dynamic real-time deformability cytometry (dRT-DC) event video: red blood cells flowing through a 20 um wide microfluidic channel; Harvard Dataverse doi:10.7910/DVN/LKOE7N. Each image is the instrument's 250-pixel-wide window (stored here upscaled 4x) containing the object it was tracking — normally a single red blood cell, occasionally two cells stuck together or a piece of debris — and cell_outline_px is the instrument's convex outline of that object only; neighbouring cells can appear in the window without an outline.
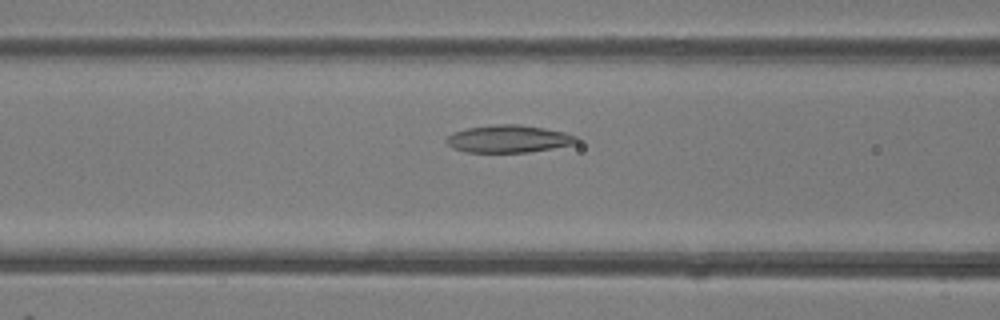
{"species": "common noctule bat (a hibernating species)", "species_latin": "Nyctalus noctula", "temperature_condition": "room temperature", "stored_images_in_passage": 47, "camera_frame_rate_fps": 3000, "um_per_image_px": 0.085, "animal": {"sex": "female"}, "frame": {"image": 1, "passage_image": 20, "time_ms": 6.333, "image_size_px": [1000, 320], "cell_outline_px": [[580, 140], [576, 144], [528, 152], [464, 152], [452, 148], [444, 140], [452, 132], [468, 128], [496, 124], [520, 124], [544, 128], [564, 132], [576, 136]], "centroid_in_image_um": [43.22, 11.8], "position_along_channel_um": 123.4, "area_um2": 20.92}}
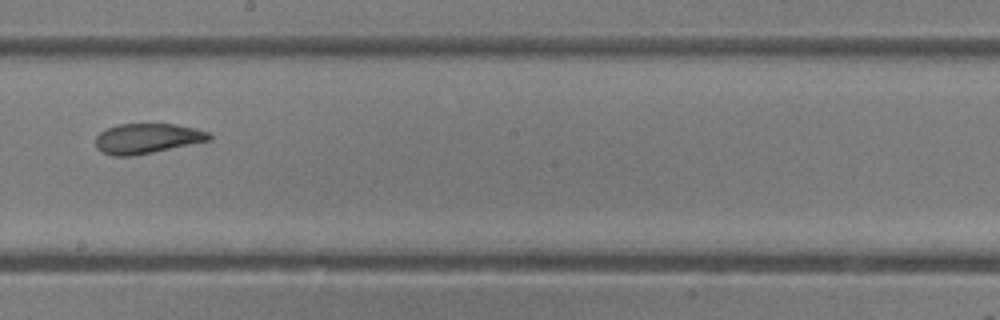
{"frame": {"image": 2, "passage_image": 28, "time_ms": 9.0, "image_size_px": [1000, 320], "cell_outline_px": [[212, 140], [152, 152], [128, 156], [112, 156], [96, 148], [96, 136], [100, 132], [108, 128], [120, 124], [176, 124], [196, 128], [208, 132], [212, 136]], "centroid_in_image_um": [12.53, 11.76], "position_along_channel_um": 235.7, "area_um2": 19.77}}
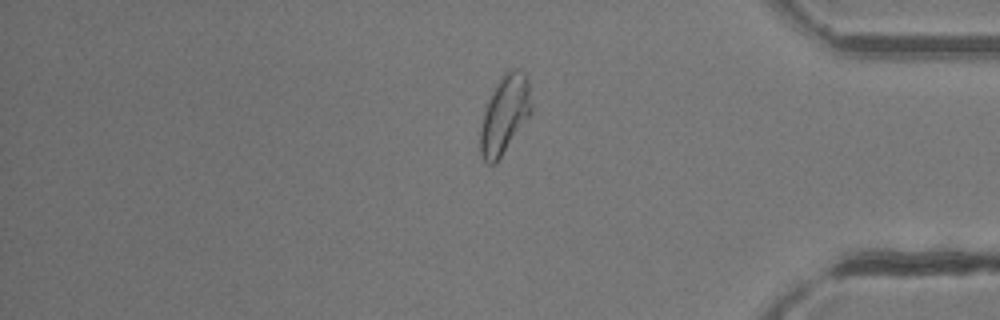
{"frame": {"image": 3, "passage_image": 41, "time_ms": 13.333, "image_size_px": [1000, 320], "cell_outline_px": [[532, 112], [496, 164], [488, 164], [480, 156], [480, 128], [484, 112], [488, 100], [496, 84], [504, 72], [508, 68], [516, 68], [524, 72], [528, 84], [532, 108]], "centroid_in_image_um": [42.88, 9.74], "position_along_channel_um": 392.3, "area_um2": 23.24}, "authors_computed_cell_mechanics": {"area_um2": 22.542, "velocity_mm_per_s": 4.2073, "shape_relaxation_time_tau1_ms": null, "shape_relaxation_time_tau2_ms": 1.6891, "deformation_change_tau1": null, "deformation_change_tau2": 0.0828}}